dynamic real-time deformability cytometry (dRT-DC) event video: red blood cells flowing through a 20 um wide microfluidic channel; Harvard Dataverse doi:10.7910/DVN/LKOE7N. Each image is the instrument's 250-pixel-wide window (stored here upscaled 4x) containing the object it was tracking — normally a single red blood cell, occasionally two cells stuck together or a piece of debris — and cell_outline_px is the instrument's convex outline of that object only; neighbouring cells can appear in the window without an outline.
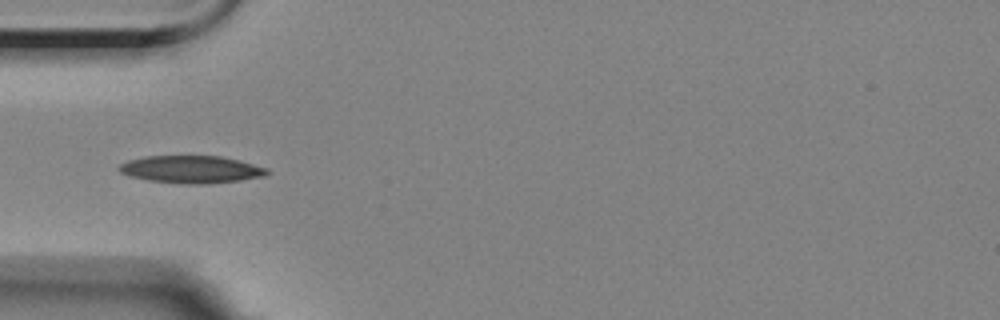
{"species": "Egyptian fruit bat (a non-hibernating species)", "species_latin": "Rousettus aegyptiacus", "temperature_condition": "room temperature", "stored_images_in_passage": 7, "camera_frame_rate_fps": 3000, "um_per_image_px": 0.085, "animal": {"sex": "female"}, "frame": {"image": 1, "passage_image": 5, "time_ms": 5.667, "image_size_px": [1000, 320], "cell_outline_px": [[272, 172], [264, 176], [240, 180], [208, 184], [184, 184], [148, 180], [128, 176], [120, 172], [116, 168], [120, 164], [128, 160], [144, 156], [220, 156], [240, 160], [268, 168]], "centroid_in_image_um": [16.26, 14.4], "position_along_channel_um": 68.7, "area_um2": 23.93}}
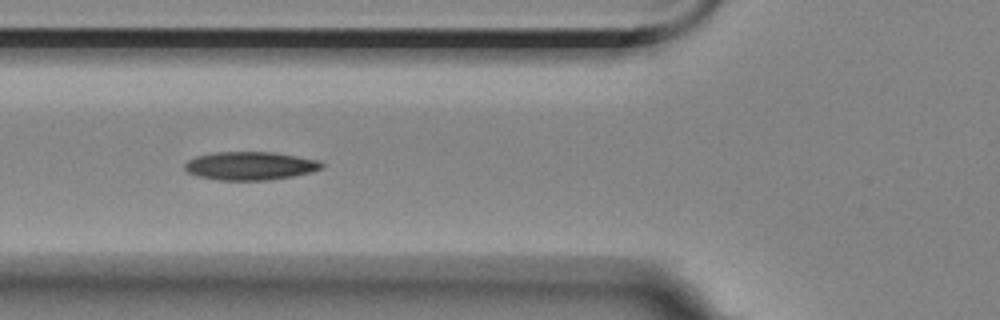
{"frame": {"image": 2, "passage_image": 6, "time_ms": 6.667, "image_size_px": [1000, 320], "cell_outline_px": [[324, 168], [312, 172], [292, 176], [268, 180], [220, 180], [196, 176], [188, 172], [184, 168], [184, 164], [188, 160], [196, 156], [212, 152], [272, 152], [296, 156], [316, 160], [324, 164]], "centroid_in_image_um": [21.24, 14.09], "position_along_channel_um": 104.6, "area_um2": 22.6}}
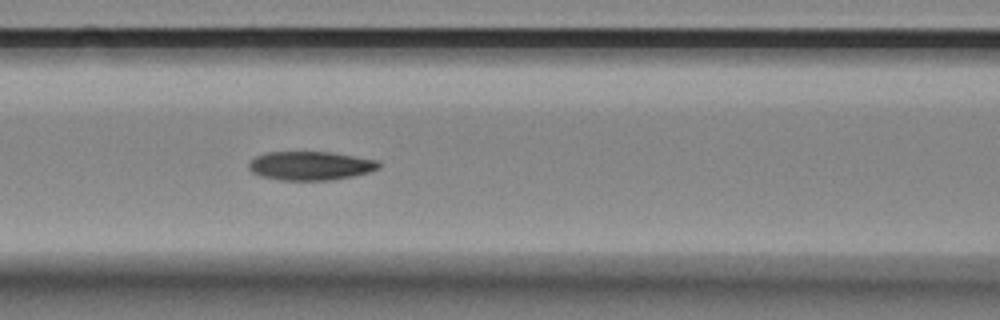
{"frame": {"image": 3, "passage_image": 7, "time_ms": 7.667, "image_size_px": [1000, 320], "cell_outline_px": [[380, 168], [368, 172], [352, 176], [332, 180], [280, 180], [260, 176], [252, 172], [248, 168], [248, 164], [256, 156], [268, 152], [332, 152], [376, 160], [380, 164]], "centroid_in_image_um": [26.37, 14.09], "position_along_channel_um": 140.2, "area_um2": 21.73}}